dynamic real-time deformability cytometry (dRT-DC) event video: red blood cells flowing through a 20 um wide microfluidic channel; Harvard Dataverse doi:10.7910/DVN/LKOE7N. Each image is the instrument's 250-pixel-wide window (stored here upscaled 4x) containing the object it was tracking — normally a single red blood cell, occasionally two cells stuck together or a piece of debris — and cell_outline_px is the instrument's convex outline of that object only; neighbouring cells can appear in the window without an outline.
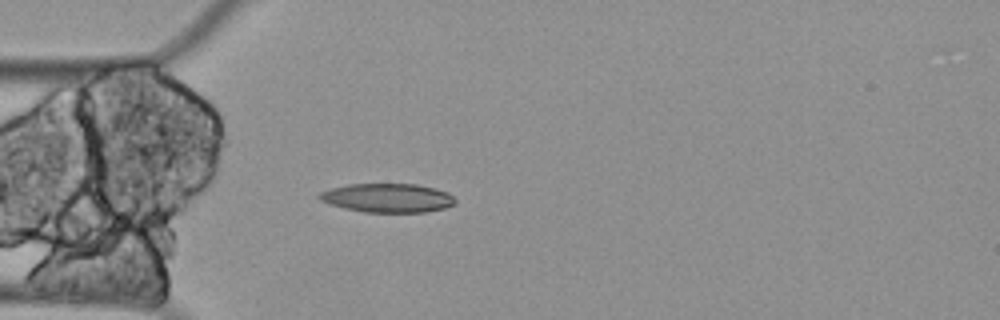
{"species": "Egyptian fruit bat (a non-hibernating species)", "species_latin": "Rousettus aegyptiacus", "temperature_condition": "cold", "stored_images_in_passage": 46, "camera_frame_rate_fps": 3000, "um_per_image_px": 0.085, "animal": {"sex": "female"}, "frame": {"image": 1, "passage_image": 6, "time_ms": 1.667, "image_size_px": [1000, 320], "cell_outline_px": [[456, 204], [444, 208], [424, 212], [364, 212], [332, 204], [320, 200], [316, 196], [320, 192], [332, 188], [348, 184], [416, 184], [448, 192], [456, 200]], "centroid_in_image_um": [32.96, 16.82], "position_along_channel_um": 52.0, "area_um2": 22.66}}
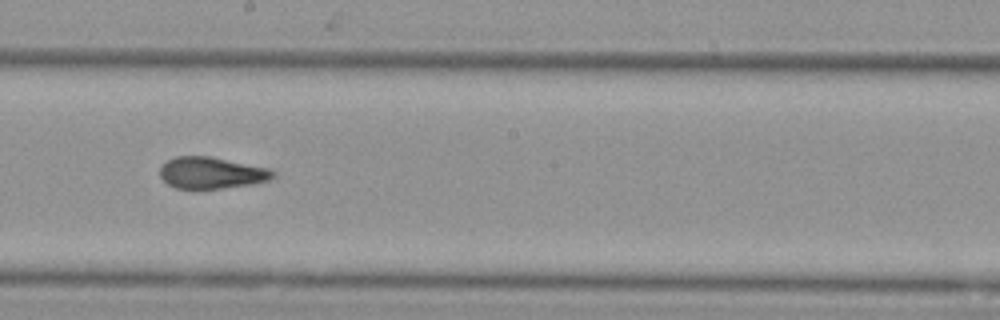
{"frame": {"image": 2, "passage_image": 22, "time_ms": 7.0, "image_size_px": [1000, 320], "cell_outline_px": [[276, 176], [268, 180], [248, 184], [220, 188], [176, 188], [168, 184], [160, 176], [160, 168], [168, 160], [176, 156], [212, 156], [268, 168], [276, 172]], "centroid_in_image_um": [17.98, 14.67], "position_along_channel_um": 230.2, "area_um2": 20.58}}
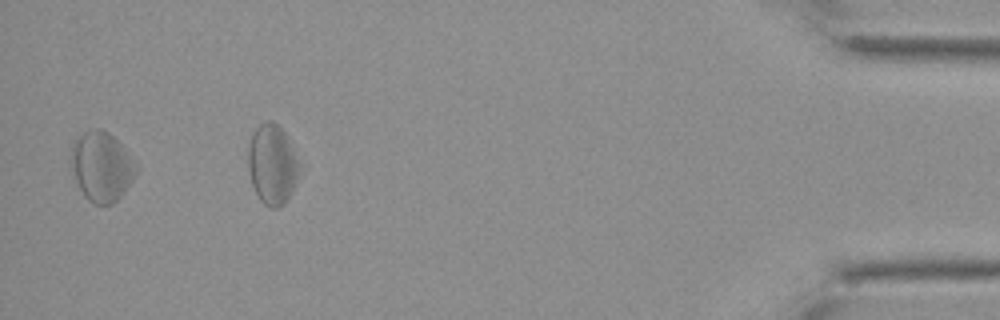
{"frame": {"image": 3, "passage_image": 44, "time_ms": 14.333, "image_size_px": [1000, 320], "cell_outline_px": [[140, 168], [124, 192], [112, 204], [96, 204], [88, 200], [84, 196], [72, 176], [68, 156], [72, 144], [84, 132], [92, 128], [100, 128], [108, 132], [120, 144]], "centroid_in_image_um": [8.59, 14.15], "position_along_channel_um": 426.6, "area_um2": 26.65}, "authors_computed_cell_mechanics": {"area_um2": 22.253, "velocity_mm_per_s": 3.2966, "shape_relaxation_time_tau1_ms": null, "shape_relaxation_time_tau2_ms": 5.1956, "deformation_change_tau1": null, "deformation_change_tau2": 0.1181}}